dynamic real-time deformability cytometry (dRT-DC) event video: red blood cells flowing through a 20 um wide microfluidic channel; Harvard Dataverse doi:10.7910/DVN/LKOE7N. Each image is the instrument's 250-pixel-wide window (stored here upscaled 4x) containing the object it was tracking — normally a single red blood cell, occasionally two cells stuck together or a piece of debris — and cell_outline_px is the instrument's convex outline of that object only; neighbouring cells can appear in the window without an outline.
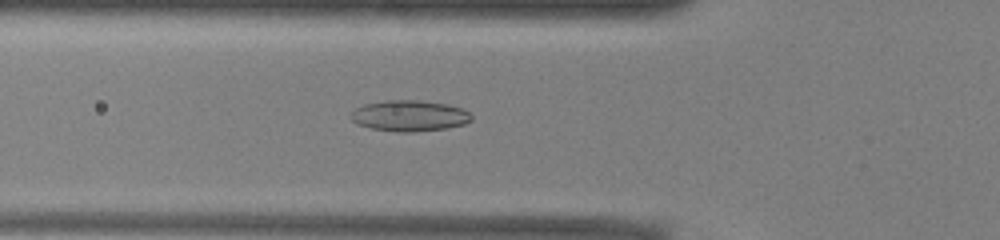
{"species": "common noctule bat (a hibernating species)", "species_latin": "Nyctalus noctula", "temperature_condition": "warm", "stored_images_in_passage": 52, "camera_frame_rate_fps": 3000, "um_per_image_px": 0.085, "animal": {"sex": "male", "body_mass_g": 13.0, "forearm_length_mm": 53.1}, "frame": {"image": 1, "passage_image": 18, "time_ms": 5.667, "image_size_px": [1000, 240], "cell_outline_px": [[472, 120], [464, 124], [448, 128], [412, 132], [396, 132], [372, 128], [356, 124], [348, 116], [356, 108], [364, 104], [388, 100], [416, 100], [448, 104], [464, 108], [472, 116]], "centroid_in_image_um": [34.81, 9.84], "position_along_channel_um": 91.0, "area_um2": 21.91}}
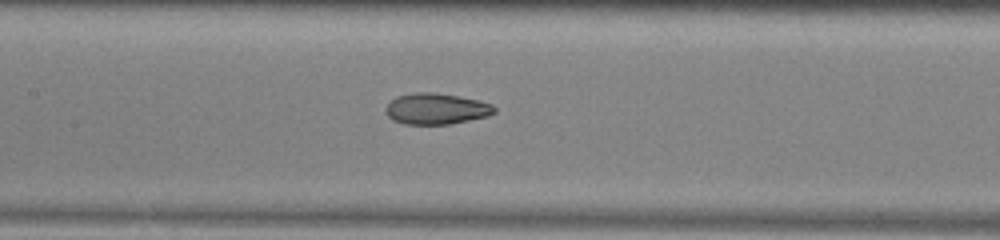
{"frame": {"image": 2, "passage_image": 24, "time_ms": 7.667, "image_size_px": [1000, 240], "cell_outline_px": [[496, 112], [488, 116], [448, 124], [404, 124], [392, 120], [384, 112], [384, 108], [396, 96], [416, 92], [436, 92], [460, 96], [492, 104], [496, 108]], "centroid_in_image_um": [37.05, 9.24], "position_along_channel_um": 170.3, "area_um2": 19.77}}
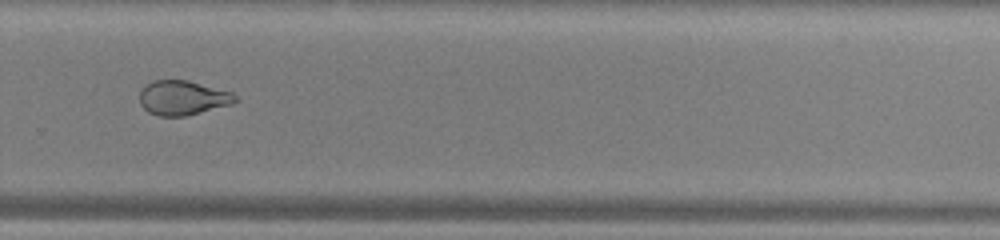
{"frame": {"image": 3, "passage_image": 35, "time_ms": 11.333, "image_size_px": [1000, 240], "cell_outline_px": [[240, 100], [232, 104], [184, 116], [160, 116], [148, 112], [140, 104], [140, 92], [152, 80], [188, 80], [232, 92]], "centroid_in_image_um": [15.55, 8.31], "position_along_channel_um": 314.2, "area_um2": 19.13}, "authors_computed_cell_mechanics": {"area_um2": 22.542, "velocity_mm_per_s": 3.9451, "shape_relaxation_time_tau1_ms": null, "shape_relaxation_time_tau2_ms": 1.626, "deformation_change_tau1": null, "deformation_change_tau2": 0.083}}